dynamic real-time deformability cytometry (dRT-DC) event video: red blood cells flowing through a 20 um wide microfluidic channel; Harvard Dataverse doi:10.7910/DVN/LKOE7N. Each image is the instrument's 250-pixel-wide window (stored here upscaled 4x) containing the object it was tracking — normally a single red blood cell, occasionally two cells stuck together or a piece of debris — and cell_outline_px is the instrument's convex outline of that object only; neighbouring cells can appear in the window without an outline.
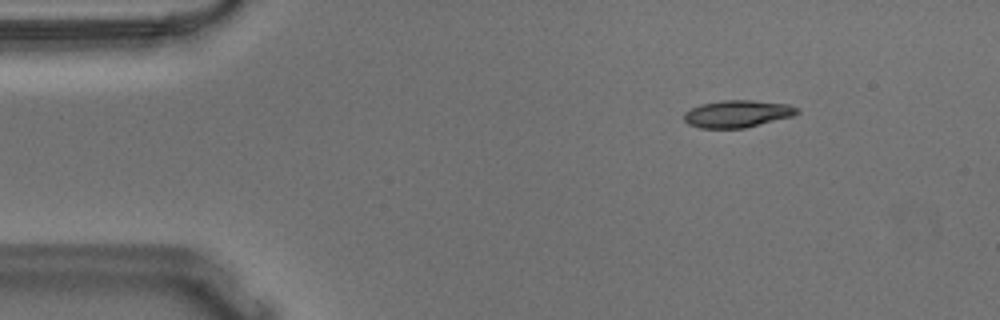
{"species": "Egyptian fruit bat (a non-hibernating species)", "species_latin": "Rousettus aegyptiacus", "temperature_condition": "warm", "stored_images_in_passage": 54, "camera_frame_rate_fps": 3000, "um_per_image_px": 0.085, "animal": {"sex": "male"}, "frame": {"image": 1, "passage_image": 7, "time_ms": 2.0, "image_size_px": [1000, 320], "cell_outline_px": [[800, 112], [792, 116], [744, 128], [700, 128], [688, 124], [684, 120], [684, 112], [700, 104], [720, 100], [752, 100], [788, 104], [800, 108]], "centroid_in_image_um": [62.67, 9.66], "position_along_channel_um": 22.3, "area_um2": 17.98}}
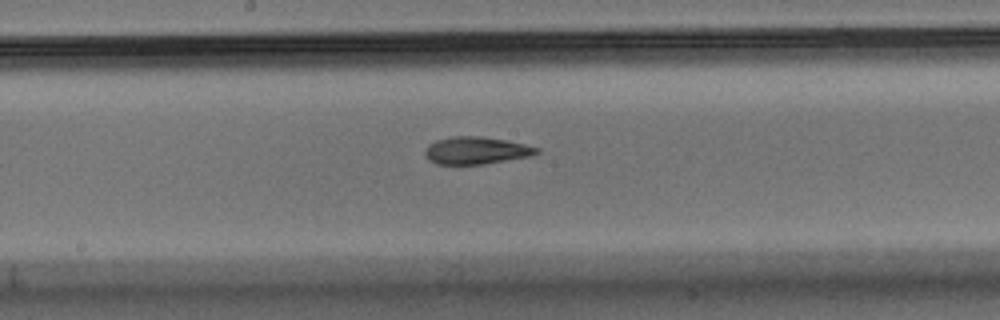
{"frame": {"image": 2, "passage_image": 28, "time_ms": 9.0, "image_size_px": [1000, 320], "cell_outline_px": [[540, 152], [528, 156], [484, 164], [436, 164], [428, 160], [424, 156], [424, 152], [428, 144], [436, 140], [456, 136], [480, 136], [504, 140], [524, 144], [540, 148]], "centroid_in_image_um": [40.43, 12.79], "position_along_channel_um": 207.8, "area_um2": 17.69}}
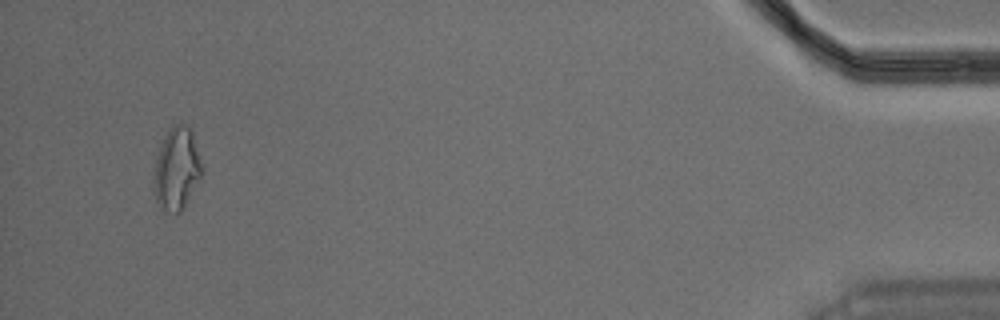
{"frame": {"image": 3, "passage_image": 52, "time_ms": 17.0, "image_size_px": [1000, 320], "cell_outline_px": [[204, 168], [200, 180], [184, 208], [180, 212], [168, 212], [156, 200], [152, 192], [152, 180], [156, 156], [164, 136], [168, 128], [172, 124], [188, 124], [192, 132], [204, 164]], "centroid_in_image_um": [15.03, 14.32], "position_along_channel_um": 420.2, "area_um2": 23.81}, "authors_computed_cell_mechanics": {"area_um2": 18.0625, "velocity_mm_per_s": 3.6439, "shape_relaxation_time_tau1_ms": 8.8895, "shape_relaxation_time_tau2_ms": 3.4066, "deformation_change_tau1": 0.2298, "deformation_change_tau2": 0.113}}